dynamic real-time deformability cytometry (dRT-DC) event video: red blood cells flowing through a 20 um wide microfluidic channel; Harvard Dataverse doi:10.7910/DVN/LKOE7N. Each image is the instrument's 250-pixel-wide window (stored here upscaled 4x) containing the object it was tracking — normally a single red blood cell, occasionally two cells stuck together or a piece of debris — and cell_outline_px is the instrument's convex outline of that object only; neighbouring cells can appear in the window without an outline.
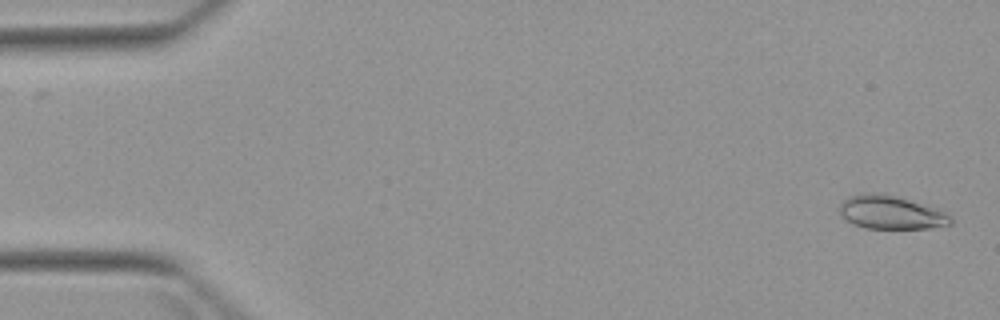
{"species": "Egyptian fruit bat (a non-hibernating species)", "species_latin": "Rousettus aegyptiacus", "temperature_condition": "warm", "stored_images_in_passage": 7, "camera_frame_rate_fps": 3000, "um_per_image_px": 0.085, "animal": {"sex": "female"}, "frame": {"image": 1, "passage_image": 1, "time_ms": 0.0, "image_size_px": [1000, 320], "cell_outline_px": [[952, 224], [928, 228], [868, 228], [852, 224], [840, 216], [840, 204], [848, 196], [864, 192], [896, 196], [940, 208], [952, 220]], "centroid_in_image_um": [75.71, 18.05], "position_along_channel_um": 9.3, "area_um2": 21.62}}
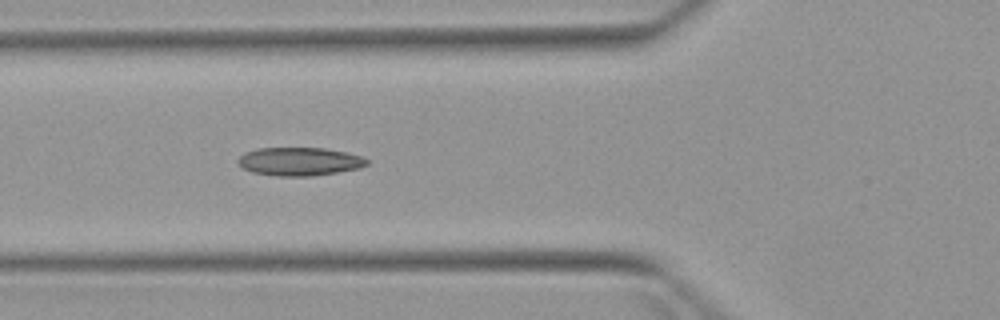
{"frame": {"image": 2, "passage_image": 6, "time_ms": 5.667, "image_size_px": [1000, 320], "cell_outline_px": [[368, 164], [360, 168], [312, 176], [276, 176], [252, 172], [244, 168], [236, 160], [244, 152], [256, 148], [324, 148], [344, 152], [360, 156], [368, 160]], "centroid_in_image_um": [25.43, 13.72], "position_along_channel_um": 100.4, "area_um2": 21.15}}
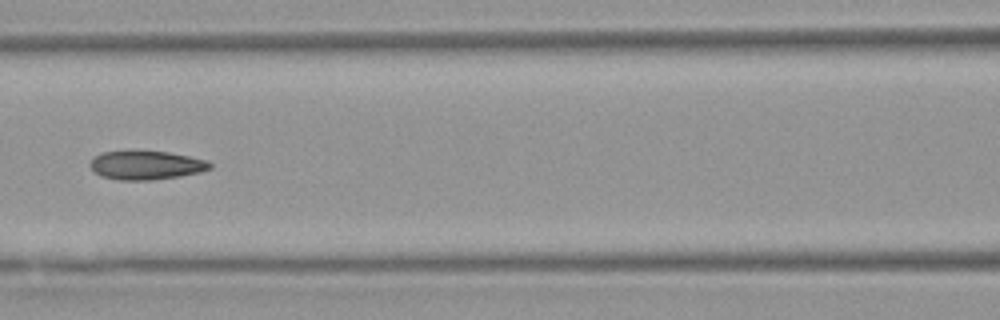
{"frame": {"image": 3, "passage_image": 7, "time_ms": 7.0, "image_size_px": [1000, 320], "cell_outline_px": [[212, 168], [200, 172], [180, 176], [152, 180], [120, 180], [100, 176], [88, 164], [100, 152], [168, 152], [208, 160], [212, 164]], "centroid_in_image_um": [12.45, 14.06], "position_along_channel_um": 154.1, "area_um2": 19.83}}